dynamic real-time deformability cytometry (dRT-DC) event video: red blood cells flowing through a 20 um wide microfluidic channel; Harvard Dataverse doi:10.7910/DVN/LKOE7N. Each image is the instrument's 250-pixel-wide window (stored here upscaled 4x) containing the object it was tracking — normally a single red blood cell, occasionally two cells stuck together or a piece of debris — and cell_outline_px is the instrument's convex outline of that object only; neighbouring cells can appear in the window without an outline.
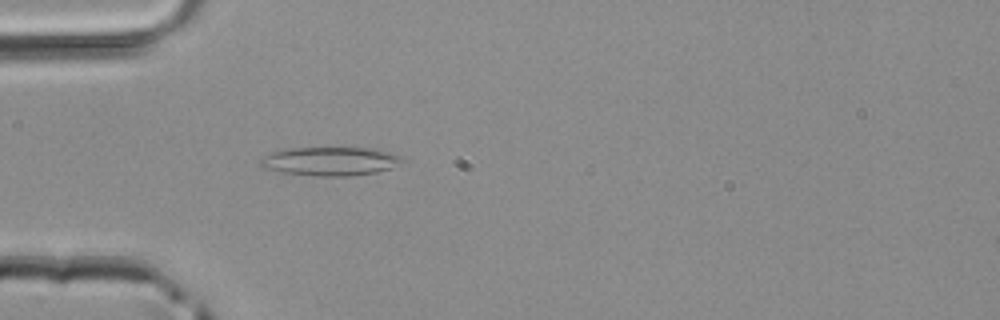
{"species": "common noctule bat (a hibernating species)", "species_latin": "Nyctalus noctula", "temperature_condition": "room temperature", "stored_images_in_passage": 2, "camera_frame_rate_fps": 3000, "um_per_image_px": 0.085, "animal": {"sex": "male", "body_mass_g": 20.4}, "frame": {"image": 1, "passage_image": 2, "time_ms": 0.333, "image_size_px": [1000, 320], "cell_outline_px": [[404, 160], [392, 168], [376, 172], [352, 176], [312, 176], [284, 172], [264, 168], [256, 164], [264, 156], [272, 152], [288, 148], [376, 148], [404, 156]], "centroid_in_image_um": [28.09, 13.7], "position_along_channel_um": 56.9, "area_um2": 23.93}}